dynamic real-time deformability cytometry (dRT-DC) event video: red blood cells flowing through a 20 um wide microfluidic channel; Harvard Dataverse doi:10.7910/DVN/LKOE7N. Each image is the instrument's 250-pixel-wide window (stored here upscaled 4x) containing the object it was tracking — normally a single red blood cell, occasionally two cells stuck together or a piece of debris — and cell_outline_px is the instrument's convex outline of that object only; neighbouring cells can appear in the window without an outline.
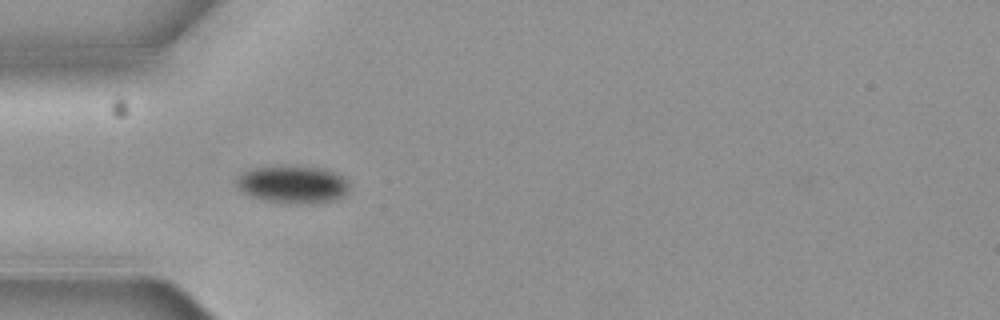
{"species": "common noctule bat (a hibernating species)", "species_latin": "Nyctalus noctula", "temperature_condition": "cold", "stored_images_in_passage": 5, "camera_frame_rate_fps": 3000, "um_per_image_px": 0.085, "animal": {"sex": "female", "body_mass_g": 19.3, "forearm_length_mm": 54.1}, "frame": {"image": 1, "passage_image": 4, "time_ms": 1.0, "image_size_px": [1000, 320], "cell_outline_px": [[348, 192], [344, 196], [336, 200], [316, 204], [284, 204], [264, 200], [248, 196], [236, 184], [236, 180], [244, 172], [252, 168], [316, 168], [332, 172], [340, 176], [348, 184]], "centroid_in_image_um": [24.89, 15.75], "position_along_channel_um": 60.1, "area_um2": 24.16}}
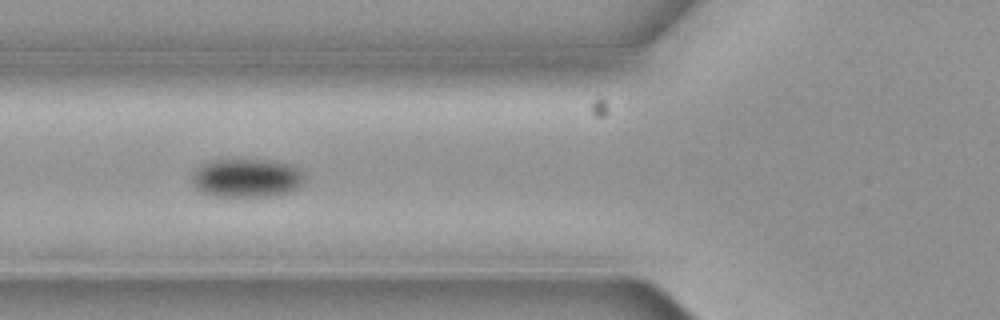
{"frame": {"image": 2, "passage_image": 5, "time_ms": 1.333, "image_size_px": [1000, 320], "cell_outline_px": [[304, 184], [292, 192], [276, 196], [216, 196], [200, 192], [192, 184], [192, 172], [196, 168], [212, 160], [276, 160], [292, 164], [300, 168], [304, 176]], "centroid_in_image_um": [21.02, 15.13], "position_along_channel_um": 104.8, "area_um2": 25.84}}